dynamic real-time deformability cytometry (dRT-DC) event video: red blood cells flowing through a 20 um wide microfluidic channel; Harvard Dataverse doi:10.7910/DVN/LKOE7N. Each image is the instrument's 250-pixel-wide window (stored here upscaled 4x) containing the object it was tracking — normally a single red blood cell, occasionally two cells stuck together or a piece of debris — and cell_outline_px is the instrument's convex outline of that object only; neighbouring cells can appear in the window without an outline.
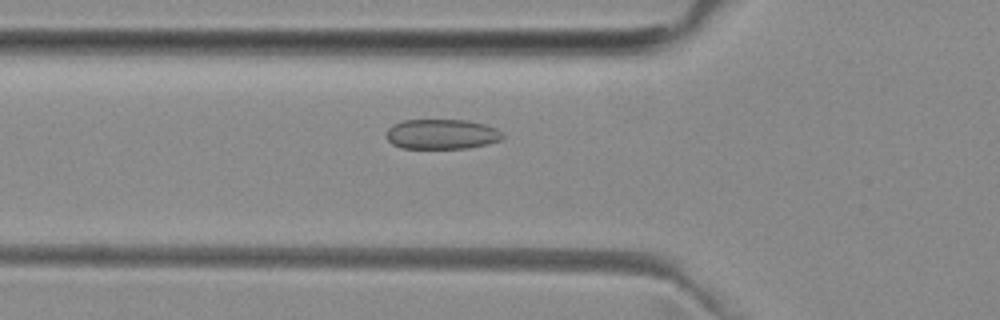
{"species": "common noctule bat (a hibernating species)", "species_latin": "Nyctalus noctula", "temperature_condition": "room temperature", "stored_images_in_passage": 52, "camera_frame_rate_fps": 3000, "um_per_image_px": 0.085, "animal": {"sex": "female", "body_mass_g": 29.2, "forearm_length_mm": 56.3}, "frame": {"image": 1, "passage_image": 18, "time_ms": 5.667, "image_size_px": [1000, 320], "cell_outline_px": [[504, 136], [500, 140], [488, 144], [468, 148], [400, 148], [392, 144], [388, 140], [388, 128], [392, 124], [404, 120], [468, 120], [484, 124], [496, 128]], "centroid_in_image_um": [37.55, 11.4], "position_along_channel_um": 88.3, "area_um2": 20.29}}
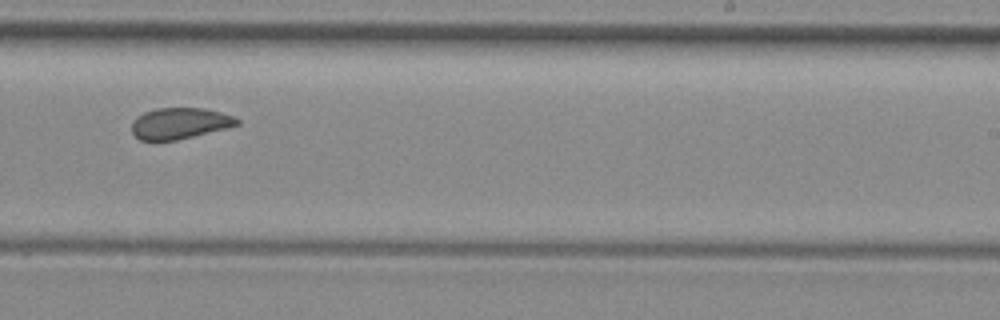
{"frame": {"image": 2, "passage_image": 32, "time_ms": 10.333, "image_size_px": [1000, 320], "cell_outline_px": [[240, 124], [228, 128], [176, 140], [140, 140], [132, 132], [132, 124], [136, 116], [144, 112], [156, 108], [204, 108], [220, 112], [232, 116], [240, 120]], "centroid_in_image_um": [15.28, 10.48], "position_along_channel_um": 273.7, "area_um2": 19.07}}
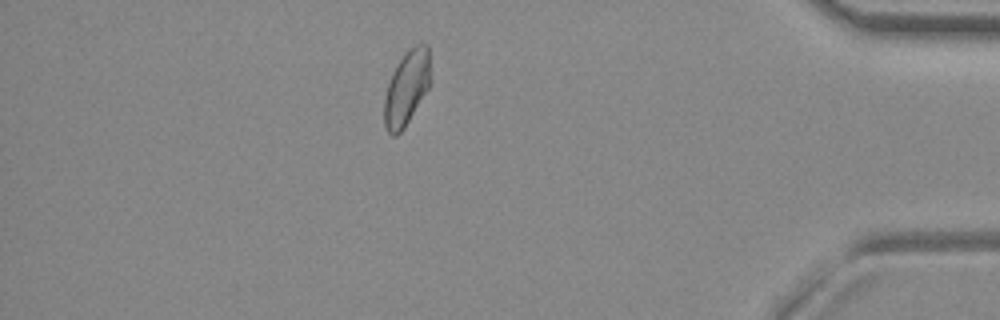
{"frame": {"image": 3, "passage_image": 45, "time_ms": 14.667, "image_size_px": [1000, 320], "cell_outline_px": [[428, 88], [404, 128], [396, 136], [392, 136], [388, 132], [384, 124], [384, 100], [388, 84], [392, 72], [396, 64], [404, 52], [408, 48], [416, 44], [428, 44]], "centroid_in_image_um": [34.52, 7.48], "position_along_channel_um": 400.7, "area_um2": 19.71}, "authors_computed_cell_mechanics": {"area_um2": 20.519, "velocity_mm_per_s": 3.973, "shape_relaxation_time_tau1_ms": null, "shape_relaxation_time_tau2_ms": 1.1923, "deformation_change_tau1": null, "deformation_change_tau2": 0.0748}}